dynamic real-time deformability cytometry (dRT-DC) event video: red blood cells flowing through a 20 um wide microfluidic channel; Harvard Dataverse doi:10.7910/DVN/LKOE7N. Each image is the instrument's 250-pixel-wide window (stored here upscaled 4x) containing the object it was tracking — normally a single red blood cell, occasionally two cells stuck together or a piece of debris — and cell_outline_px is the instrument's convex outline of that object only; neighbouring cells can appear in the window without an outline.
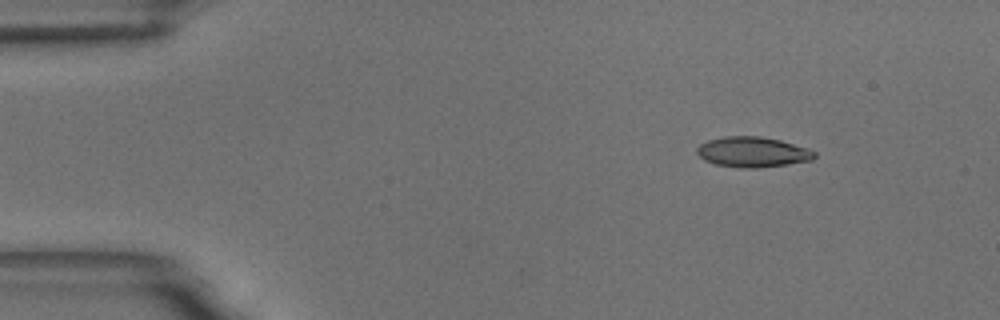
{"species": "common noctule bat (a hibernating species)", "species_latin": "Nyctalus noctula", "temperature_condition": "room temperature", "stored_images_in_passage": 49, "camera_frame_rate_fps": 3000, "um_per_image_px": 0.085, "animal": {"sex": "male", "body_mass_g": 18.8}, "frame": {"image": 1, "passage_image": 1, "time_ms": 0.0, "image_size_px": [1000, 320], "cell_outline_px": [[816, 156], [812, 160], [788, 164], [756, 168], [740, 168], [716, 164], [704, 160], [696, 152], [696, 148], [700, 144], [708, 140], [724, 136], [760, 136], [780, 140], [808, 148], [816, 152]], "centroid_in_image_um": [63.97, 12.92], "position_along_channel_um": 21.0, "area_um2": 20.81}}
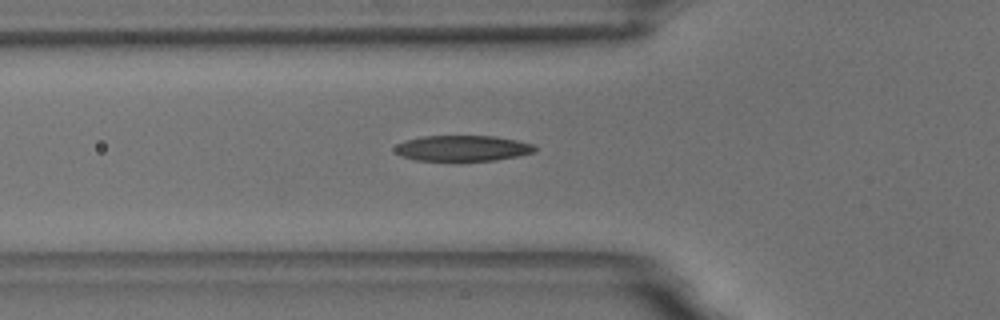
{"frame": {"image": 2, "passage_image": 13, "time_ms": 4.0, "image_size_px": [1000, 320], "cell_outline_px": [[536, 152], [520, 156], [496, 160], [416, 160], [400, 156], [396, 152], [396, 144], [404, 140], [424, 136], [496, 136], [516, 140], [532, 144], [536, 148]], "centroid_in_image_um": [39.33, 12.59], "position_along_channel_um": 86.5, "area_um2": 20.92}}
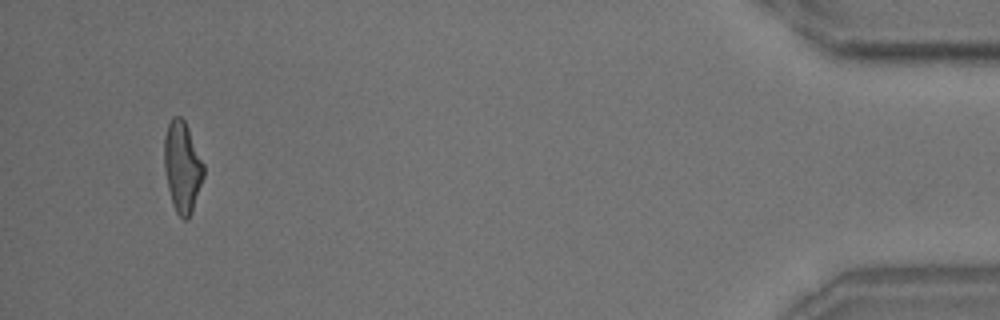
{"frame": {"image": 3, "passage_image": 46, "time_ms": 15.0, "image_size_px": [1000, 320], "cell_outline_px": [[204, 176], [192, 212], [188, 220], [184, 220], [176, 212], [172, 204], [168, 188], [164, 168], [164, 136], [168, 124], [172, 116], [180, 116], [184, 120], [188, 128], [204, 164]], "centroid_in_image_um": [15.49, 14.19], "position_along_channel_um": 419.7, "area_um2": 20.92}, "authors_computed_cell_mechanics": {"area_um2": 21.097, "velocity_mm_per_s": 3.7035, "shape_relaxation_time_tau1_ms": 5.4438, "shape_relaxation_time_tau2_ms": 1.8536, "deformation_change_tau1": 0.2003, "deformation_change_tau2": 0.1006}}